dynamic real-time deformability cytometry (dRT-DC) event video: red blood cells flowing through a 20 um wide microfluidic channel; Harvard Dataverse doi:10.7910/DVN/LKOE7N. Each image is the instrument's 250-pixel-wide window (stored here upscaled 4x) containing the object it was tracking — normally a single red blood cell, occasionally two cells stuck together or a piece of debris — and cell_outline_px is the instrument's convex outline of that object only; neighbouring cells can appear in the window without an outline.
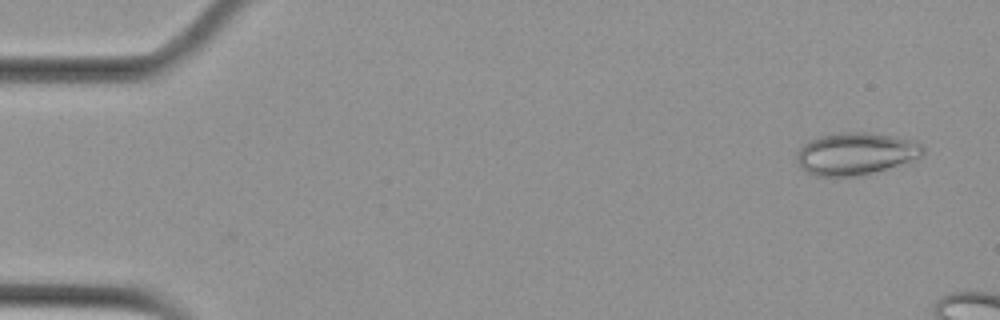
{"species": "Egyptian fruit bat (a non-hibernating species)", "species_latin": "Rousettus aegyptiacus", "temperature_condition": "cold", "stored_images_in_passage": 4, "camera_frame_rate_fps": 3000, "um_per_image_px": 0.085, "animal": {"sex": "female"}, "frame": {"image": 1, "passage_image": 1, "time_ms": 0.0, "image_size_px": [1000, 320], "cell_outline_px": [[924, 156], [908, 164], [856, 176], [820, 176], [808, 172], [800, 168], [796, 160], [796, 156], [800, 148], [808, 140], [820, 136], [840, 132], [868, 132], [916, 140], [924, 148]], "centroid_in_image_um": [72.8, 13.06], "position_along_channel_um": 12.2, "area_um2": 31.56}}